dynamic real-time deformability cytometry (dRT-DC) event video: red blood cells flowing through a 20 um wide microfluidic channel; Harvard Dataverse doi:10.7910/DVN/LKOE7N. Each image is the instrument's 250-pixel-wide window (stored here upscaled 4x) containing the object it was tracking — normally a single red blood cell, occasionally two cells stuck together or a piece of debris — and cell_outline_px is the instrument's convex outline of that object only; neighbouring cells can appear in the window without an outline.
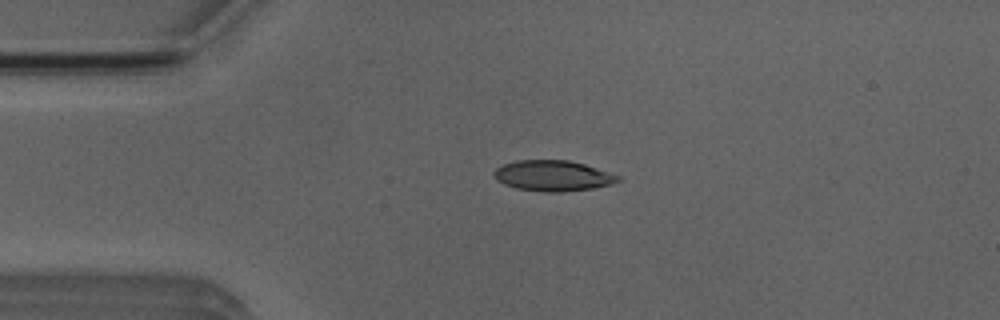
{"species": "Egyptian fruit bat (a non-hibernating species)", "species_latin": "Rousettus aegyptiacus", "temperature_condition": "room temperature", "stored_images_in_passage": 4, "camera_frame_rate_fps": 3000, "um_per_image_px": 0.085, "animal": {"sex": "male"}, "frame": {"image": 1, "passage_image": 3, "time_ms": 2.333, "image_size_px": [1000, 320], "cell_outline_px": [[620, 180], [612, 184], [592, 188], [560, 192], [544, 192], [516, 188], [504, 184], [496, 180], [492, 176], [492, 172], [496, 168], [504, 164], [516, 160], [568, 160], [584, 164], [620, 176]], "centroid_in_image_um": [46.95, 14.94], "position_along_channel_um": 38.1, "area_um2": 22.14}}